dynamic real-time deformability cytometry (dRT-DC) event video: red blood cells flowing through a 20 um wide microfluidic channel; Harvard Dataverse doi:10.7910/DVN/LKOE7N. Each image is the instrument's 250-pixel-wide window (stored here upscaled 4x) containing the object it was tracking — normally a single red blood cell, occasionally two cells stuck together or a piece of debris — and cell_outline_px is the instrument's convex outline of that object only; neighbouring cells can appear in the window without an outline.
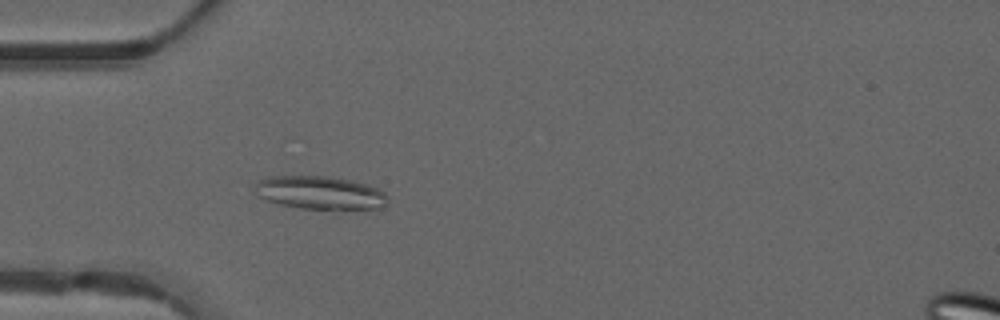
{"species": "common noctule bat (a hibernating species)", "species_latin": "Nyctalus noctula", "temperature_condition": "warm", "stored_images_in_passage": 49, "camera_frame_rate_fps": 3000, "um_per_image_px": 0.085, "animal": {"sex": "male", "forearm_length_mm": 52.5}, "frame": {"image": 1, "passage_image": 15, "time_ms": 4.667, "image_size_px": [1000, 320], "cell_outline_px": [[388, 204], [380, 208], [300, 208], [280, 204], [256, 196], [256, 184], [260, 180], [268, 176], [328, 176], [352, 180], [368, 184], [384, 192], [388, 196]], "centroid_in_image_um": [27.22, 16.36], "position_along_channel_um": 57.8, "area_um2": 25.49}}
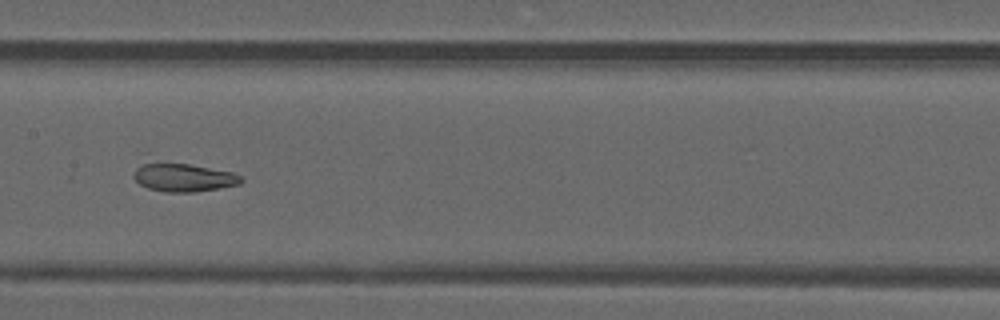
{"frame": {"image": 2, "passage_image": 25, "time_ms": 8.0, "image_size_px": [1000, 320], "cell_outline_px": [[244, 180], [240, 184], [196, 192], [164, 192], [148, 188], [140, 184], [132, 176], [136, 148], [232, 172], [240, 176]], "centroid_in_image_um": [15.19, 14.8], "position_along_channel_um": 192.2, "area_um2": 21.68}}
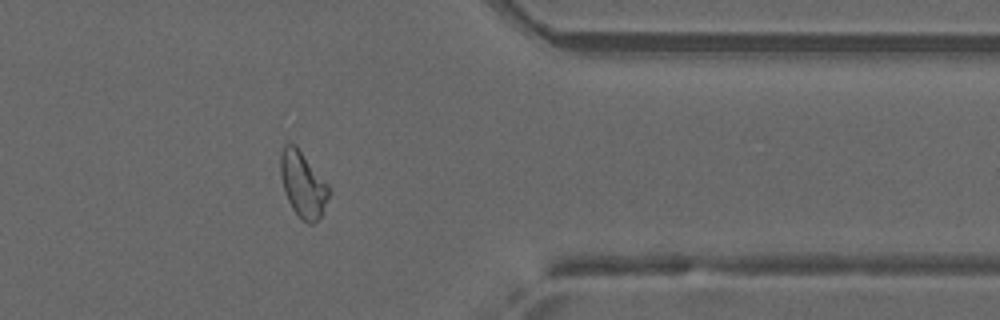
{"frame": {"image": 3, "passage_image": 40, "time_ms": 13.0, "image_size_px": [1000, 320], "cell_outline_px": [[328, 196], [320, 216], [312, 224], [308, 224], [300, 220], [292, 208], [284, 192], [280, 176], [280, 156], [284, 144], [296, 144], [328, 184]], "centroid_in_image_um": [25.71, 15.66], "position_along_channel_um": 385.7, "area_um2": 18.44}}